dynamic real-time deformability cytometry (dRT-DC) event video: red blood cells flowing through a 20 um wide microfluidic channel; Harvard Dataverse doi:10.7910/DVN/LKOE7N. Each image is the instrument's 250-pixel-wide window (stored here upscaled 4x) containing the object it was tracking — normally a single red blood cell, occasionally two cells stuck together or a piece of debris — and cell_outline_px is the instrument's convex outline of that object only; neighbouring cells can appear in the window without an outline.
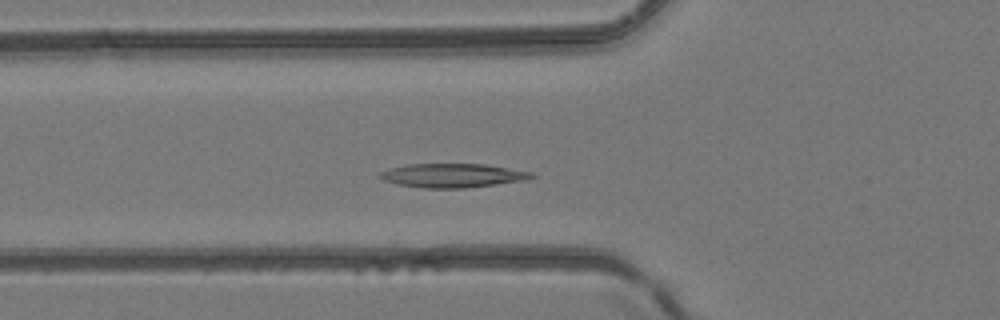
{"species": "common noctule bat (a hibernating species)", "species_latin": "Nyctalus noctula", "temperature_condition": "room temperature", "stored_images_in_passage": 44, "camera_frame_rate_fps": 3000, "um_per_image_px": 0.085, "animal": {"sex": "female", "body_mass_g": 24.6, "forearm_length_mm": 56.2}, "frame": {"image": 1, "passage_image": 12, "time_ms": 3.667, "image_size_px": [1000, 320], "cell_outline_px": [[536, 176], [528, 180], [464, 188], [420, 188], [396, 184], [384, 180], [376, 176], [380, 172], [388, 168], [408, 164], [484, 164], [532, 172]], "centroid_in_image_um": [38.43, 14.92], "position_along_channel_um": 87.4, "area_um2": 21.27}}
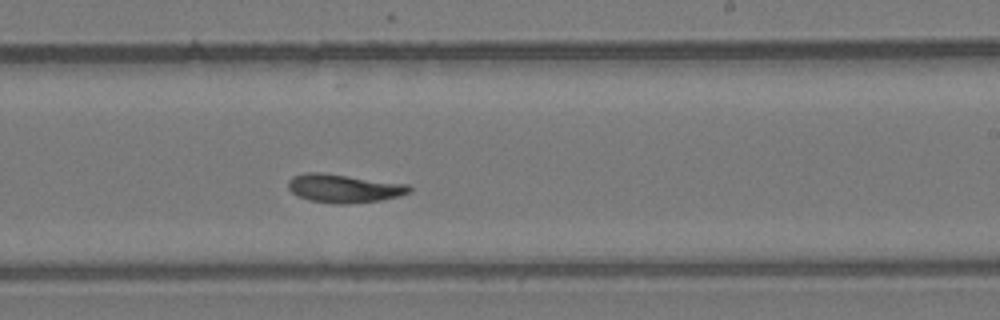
{"frame": {"image": 2, "passage_image": 24, "time_ms": 7.667, "image_size_px": [1000, 320], "cell_outline_px": [[412, 192], [400, 196], [380, 200], [348, 204], [336, 204], [308, 200], [292, 192], [288, 188], [288, 180], [292, 176], [304, 172], [320, 172], [408, 184], [412, 188]], "centroid_in_image_um": [29.23, 16.01], "position_along_channel_um": 259.8, "area_um2": 20.17}}
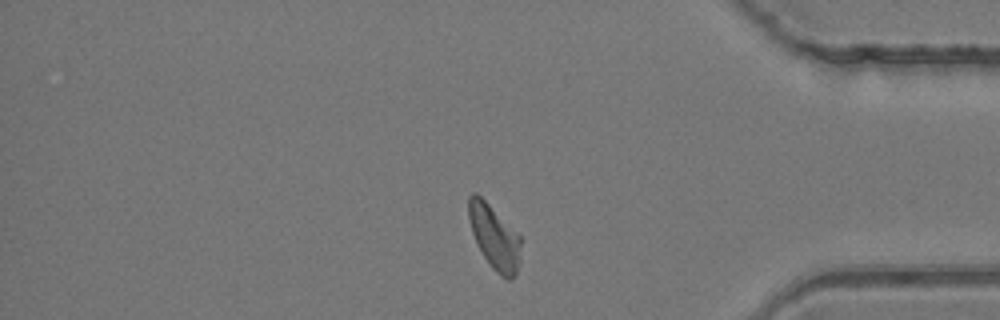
{"frame": {"image": 3, "passage_image": 35, "time_ms": 11.333, "image_size_px": [1000, 320], "cell_outline_px": [[520, 260], [516, 276], [512, 280], [508, 280], [500, 276], [492, 268], [476, 244], [468, 220], [468, 196], [472, 192], [476, 192], [520, 236]], "centroid_in_image_um": [42.01, 20.19], "position_along_channel_um": 393.2, "area_um2": 19.48}}